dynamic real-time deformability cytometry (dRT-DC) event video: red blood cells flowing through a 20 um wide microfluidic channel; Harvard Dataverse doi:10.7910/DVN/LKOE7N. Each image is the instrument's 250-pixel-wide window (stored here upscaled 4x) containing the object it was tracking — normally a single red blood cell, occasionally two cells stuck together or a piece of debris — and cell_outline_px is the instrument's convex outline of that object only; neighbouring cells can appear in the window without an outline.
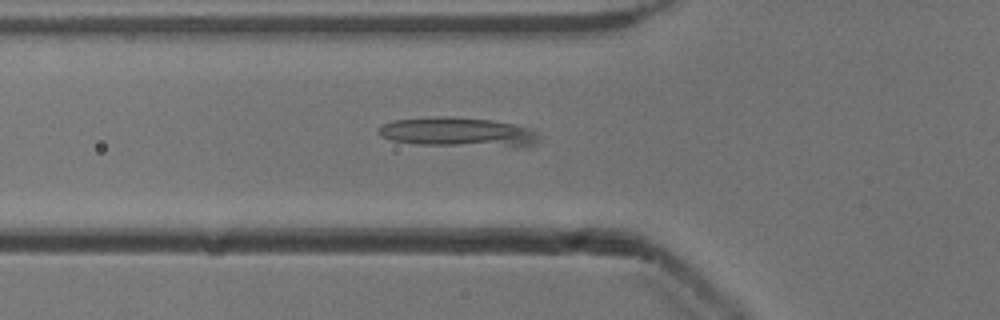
{"species": "common noctule bat (a hibernating species)", "species_latin": "Nyctalus noctula", "temperature_condition": "cold", "stored_images_in_passage": 28, "camera_frame_rate_fps": 3000, "um_per_image_px": 0.085, "animal": {"sex": "male", "body_mass_g": 13.3}, "frame": {"image": 1, "passage_image": 16, "time_ms": 5.0, "image_size_px": [1000, 320], "cell_outline_px": [[540, 140], [536, 144], [520, 148], [512, 148], [420, 144], [392, 140], [380, 136], [376, 132], [376, 128], [384, 124], [396, 120], [436, 116], [452, 116], [492, 120], [516, 124], [536, 132], [540, 136]], "centroid_in_image_um": [39.01, 11.25], "position_along_channel_um": 86.8, "area_um2": 28.15}}